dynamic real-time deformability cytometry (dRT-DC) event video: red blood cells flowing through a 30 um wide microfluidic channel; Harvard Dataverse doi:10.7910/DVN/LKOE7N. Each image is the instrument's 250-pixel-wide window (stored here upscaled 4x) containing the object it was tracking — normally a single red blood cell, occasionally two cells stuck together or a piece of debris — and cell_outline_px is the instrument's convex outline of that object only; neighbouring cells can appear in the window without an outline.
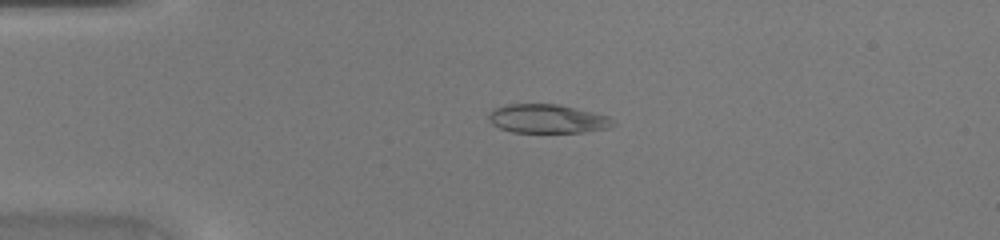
{"species": "common noctule bat (a hibernating species)", "species_latin": "Nyctalus noctula", "temperature_condition": "warm", "stored_images_in_passage": 41, "camera_frame_rate_fps": 3000, "um_per_image_px": 0.085, "animal": {"sex": "female", "body_mass_g": 20.0, "forearm_length_mm": 54.0}, "frame": {"image": 1, "passage_image": 6, "time_ms": 1.667, "image_size_px": [1000, 240], "cell_outline_px": [[616, 124], [608, 128], [584, 132], [512, 132], [500, 128], [492, 124], [488, 120], [488, 112], [492, 108], [504, 104], [556, 104], [592, 112], [608, 116]], "centroid_in_image_um": [46.46, 10.09], "position_along_channel_um": 38.5, "area_um2": 20.92}}
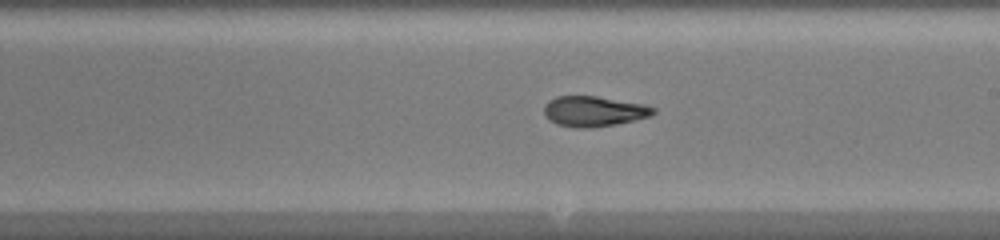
{"frame": {"image": 2, "passage_image": 22, "time_ms": 7.0, "image_size_px": [1000, 240], "cell_outline_px": [[656, 112], [652, 116], [616, 124], [584, 128], [576, 128], [556, 124], [548, 120], [544, 116], [544, 104], [548, 100], [556, 96], [596, 96], [644, 104], [656, 108]], "centroid_in_image_um": [50.45, 9.46], "position_along_channel_um": 238.5, "area_um2": 19.48}}
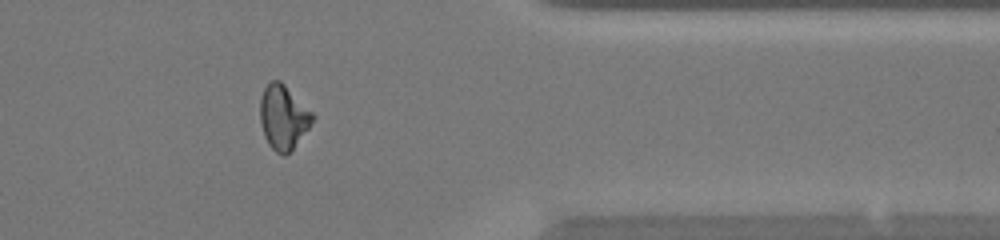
{"frame": {"image": 3, "passage_image": 33, "time_ms": 10.667, "image_size_px": [1000, 240], "cell_outline_px": [[316, 116], [308, 128], [292, 148], [284, 156], [276, 152], [268, 144], [264, 136], [260, 124], [260, 96], [264, 88], [272, 80], [280, 80]], "centroid_in_image_um": [24.05, 9.95], "position_along_channel_um": 387.3, "area_um2": 19.42}}